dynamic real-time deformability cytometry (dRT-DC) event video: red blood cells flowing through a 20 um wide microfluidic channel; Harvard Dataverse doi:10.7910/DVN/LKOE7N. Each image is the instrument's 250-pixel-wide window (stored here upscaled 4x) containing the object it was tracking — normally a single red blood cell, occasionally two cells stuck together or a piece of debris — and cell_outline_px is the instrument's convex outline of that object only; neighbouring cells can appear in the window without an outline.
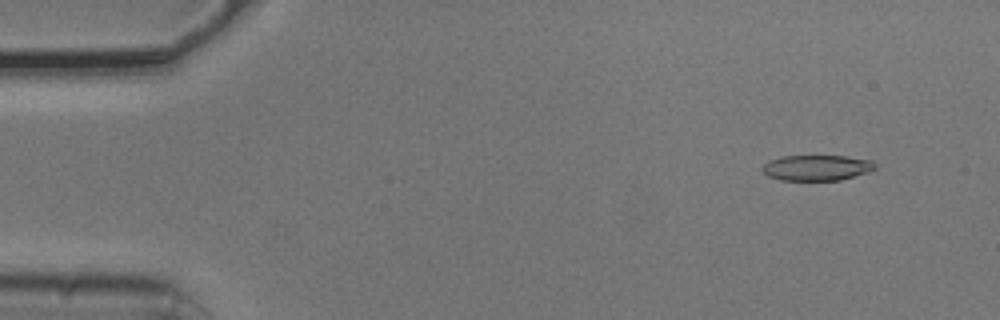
{"species": "common noctule bat (a hibernating species)", "species_latin": "Nyctalus noctula", "temperature_condition": "cold", "stored_images_in_passage": 4, "camera_frame_rate_fps": 3000, "um_per_image_px": 0.085, "animal": {"sex": "male", "body_mass_g": 20.5, "forearm_length_mm": 52.5}, "frame": {"image": 1, "passage_image": 1, "time_ms": 0.0, "image_size_px": [1000, 320], "cell_outline_px": [[876, 168], [868, 172], [840, 180], [780, 180], [768, 176], [760, 168], [768, 160], [780, 156], [844, 156], [872, 160], [876, 164]], "centroid_in_image_um": [69.4, 14.25], "position_along_channel_um": 15.6, "area_um2": 16.88}}
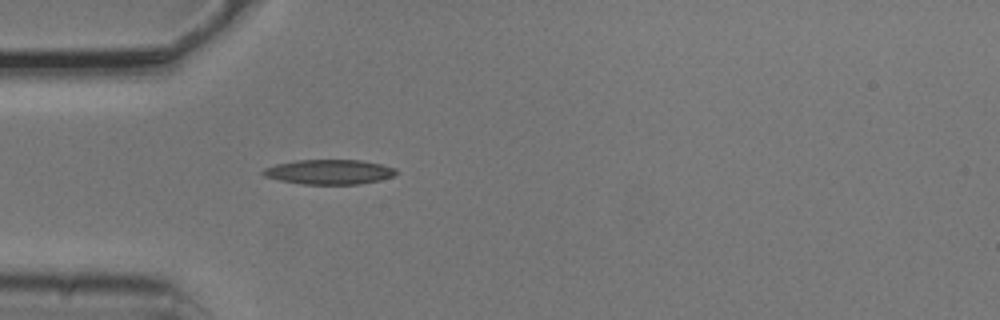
{"frame": {"image": 2, "passage_image": 4, "time_ms": 1.0, "image_size_px": [1000, 320], "cell_outline_px": [[400, 172], [392, 176], [380, 180], [360, 184], [300, 184], [280, 180], [264, 176], [260, 172], [264, 168], [276, 164], [296, 160], [360, 160], [380, 164], [396, 168]], "centroid_in_image_um": [27.98, 14.61], "position_along_channel_um": 57.0, "area_um2": 19.25}}